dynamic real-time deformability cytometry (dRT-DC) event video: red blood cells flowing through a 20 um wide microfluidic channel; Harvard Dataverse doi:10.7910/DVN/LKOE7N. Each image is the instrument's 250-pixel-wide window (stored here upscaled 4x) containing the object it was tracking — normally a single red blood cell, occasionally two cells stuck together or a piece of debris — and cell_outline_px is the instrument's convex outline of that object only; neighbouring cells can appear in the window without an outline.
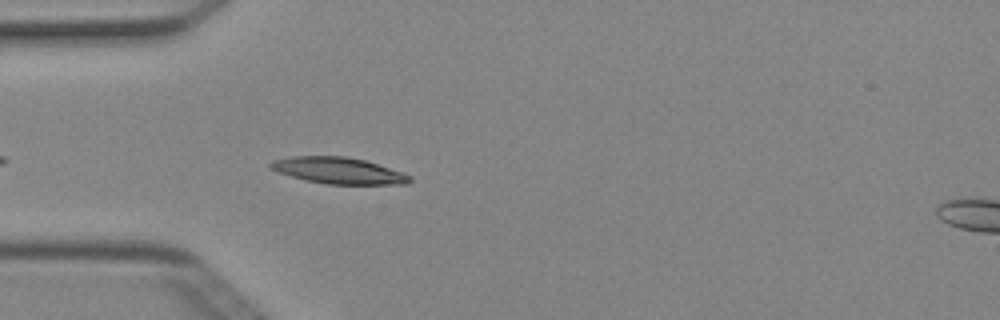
{"species": "Egyptian fruit bat (a non-hibernating species)", "species_latin": "Rousettus aegyptiacus", "temperature_condition": "cold", "stored_images_in_passage": 4, "camera_frame_rate_fps": 3000, "um_per_image_px": 0.085, "animal": {"sex": "female"}, "frame": {"image": 1, "passage_image": 3, "time_ms": 0.667, "image_size_px": [1000, 320], "cell_outline_px": [[412, 180], [408, 184], [328, 184], [304, 180], [268, 168], [268, 164], [272, 160], [292, 156], [344, 156], [364, 160], [412, 176]], "centroid_in_image_um": [28.73, 14.5], "position_along_channel_um": 56.3, "area_um2": 21.21}}